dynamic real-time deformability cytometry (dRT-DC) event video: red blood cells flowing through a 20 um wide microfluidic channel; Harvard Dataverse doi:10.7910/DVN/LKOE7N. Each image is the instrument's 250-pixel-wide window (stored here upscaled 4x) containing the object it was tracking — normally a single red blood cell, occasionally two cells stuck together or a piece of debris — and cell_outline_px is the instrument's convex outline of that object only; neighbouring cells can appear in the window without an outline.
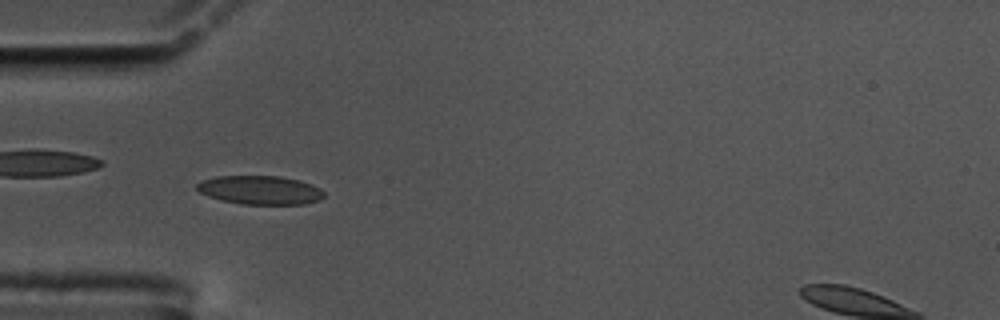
{"species": "common noctule bat (a hibernating species)", "species_latin": "Nyctalus noctula", "temperature_condition": "cold", "stored_images_in_passage": 46, "camera_frame_rate_fps": 3000, "um_per_image_px": 0.085, "animal": {"sex": "male", "body_mass_g": 17.5, "forearm_length_mm": 52.3}, "frame": {"image": 1, "passage_image": 5, "time_ms": 1.333, "image_size_px": [1000, 320], "cell_outline_px": [[324, 196], [320, 200], [304, 204], [240, 204], [220, 200], [208, 196], [200, 192], [196, 188], [196, 184], [204, 180], [216, 176], [280, 176], [300, 180], [312, 184], [320, 188], [324, 192]], "centroid_in_image_um": [22.13, 16.15], "position_along_channel_um": 62.9, "area_um2": 21.39}}
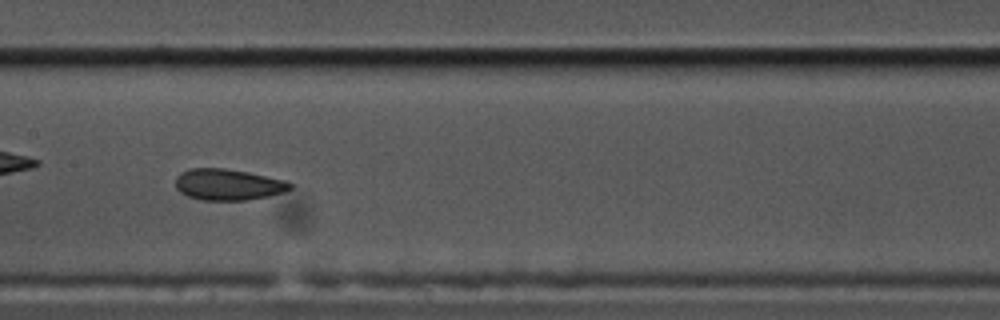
{"frame": {"image": 2, "passage_image": 16, "time_ms": 5.0, "image_size_px": [1000, 320], "cell_outline_px": [[292, 188], [284, 192], [268, 196], [248, 200], [200, 200], [188, 196], [180, 192], [176, 188], [176, 176], [180, 172], [192, 168], [224, 168], [248, 172], [284, 180], [292, 184]], "centroid_in_image_um": [19.37, 15.69], "position_along_channel_um": 188.0, "area_um2": 20.87}}
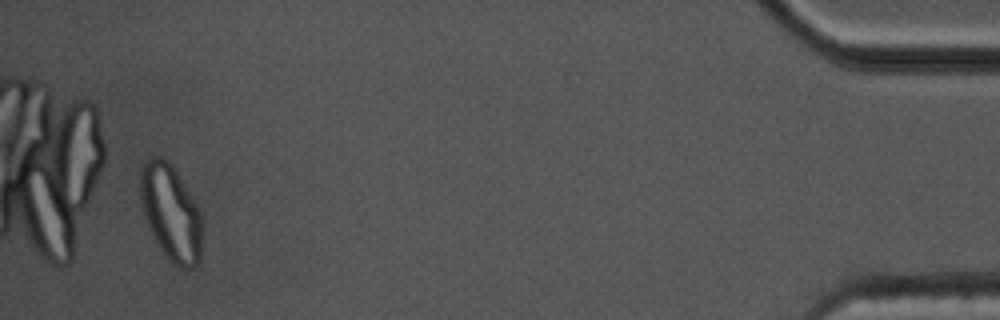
{"frame": {"image": 3, "passage_image": 43, "time_ms": 14.0, "image_size_px": [1000, 320], "cell_outline_px": [[200, 260], [188, 272], [184, 272], [176, 268], [168, 260], [160, 248], [148, 228], [140, 204], [140, 168], [152, 156], [160, 156], [176, 172], [196, 204], [200, 212]], "centroid_in_image_um": [14.49, 18.16], "position_along_channel_um": 420.7, "area_um2": 34.39}}